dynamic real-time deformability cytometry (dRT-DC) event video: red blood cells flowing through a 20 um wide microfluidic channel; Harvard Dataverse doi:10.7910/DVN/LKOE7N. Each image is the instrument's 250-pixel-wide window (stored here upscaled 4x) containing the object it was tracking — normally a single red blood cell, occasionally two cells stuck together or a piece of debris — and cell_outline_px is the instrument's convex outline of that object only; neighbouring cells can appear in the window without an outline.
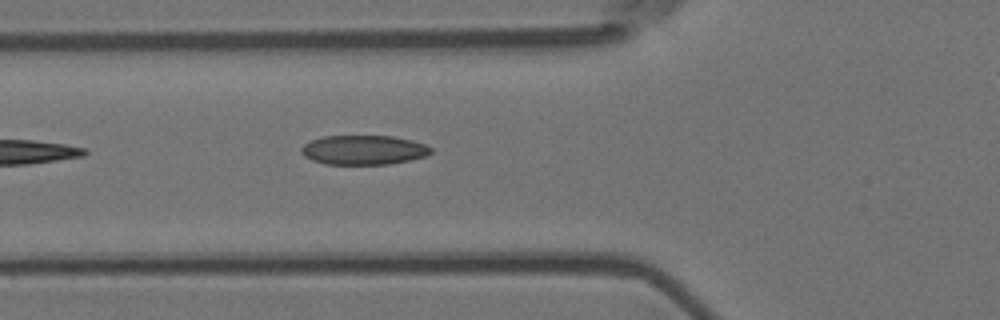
{"species": "Egyptian fruit bat (a non-hibernating species)", "species_latin": "Rousettus aegyptiacus", "temperature_condition": "room temperature", "stored_images_in_passage": 5, "segment_of_instrument_passage": [1, 2], "camera_frame_rate_fps": 3000, "um_per_image_px": 0.085, "animal": {"sex": "female"}, "frame": {"image": 1, "passage_image": 4, "time_ms": 1.0, "image_size_px": [1000, 320], "cell_outline_px": [[432, 152], [424, 156], [408, 160], [388, 164], [324, 164], [312, 160], [304, 156], [300, 148], [304, 144], [312, 140], [324, 136], [392, 136], [412, 140], [424, 144], [432, 148]], "centroid_in_image_um": [30.89, 12.74], "position_along_channel_um": 94.9, "area_um2": 22.08}}